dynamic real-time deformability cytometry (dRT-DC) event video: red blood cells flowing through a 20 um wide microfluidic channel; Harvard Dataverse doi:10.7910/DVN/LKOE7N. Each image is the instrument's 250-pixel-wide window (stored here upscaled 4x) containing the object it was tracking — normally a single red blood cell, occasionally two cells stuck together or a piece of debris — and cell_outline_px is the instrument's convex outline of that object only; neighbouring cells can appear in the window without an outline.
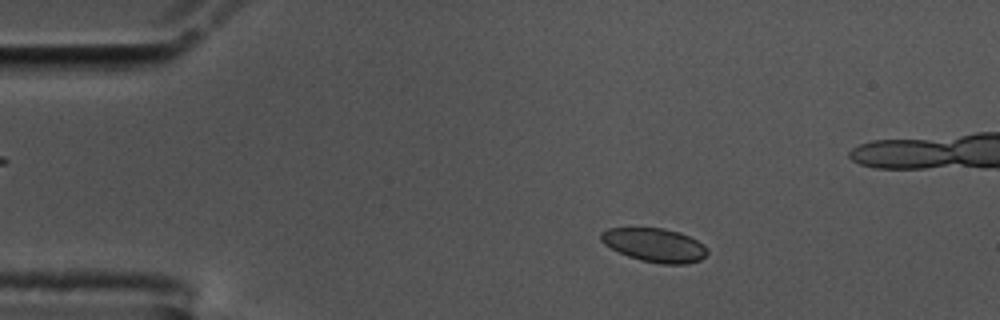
{"species": "common noctule bat (a hibernating species)", "species_latin": "Nyctalus noctula", "temperature_condition": "cold", "stored_images_in_passage": 57, "camera_frame_rate_fps": 3000, "um_per_image_px": 0.085, "animal": {"sex": "male", "body_mass_g": 17.5, "forearm_length_mm": 52.3}, "frame": {"image": 1, "passage_image": 9, "time_ms": 2.667, "image_size_px": [1000, 320], "cell_outline_px": [[708, 252], [700, 260], [684, 264], [660, 264], [640, 260], [628, 256], [604, 244], [600, 240], [600, 232], [608, 228], [664, 228], [680, 232], [704, 244]], "centroid_in_image_um": [55.63, 20.82], "position_along_channel_um": 29.4, "area_um2": 20.87}}
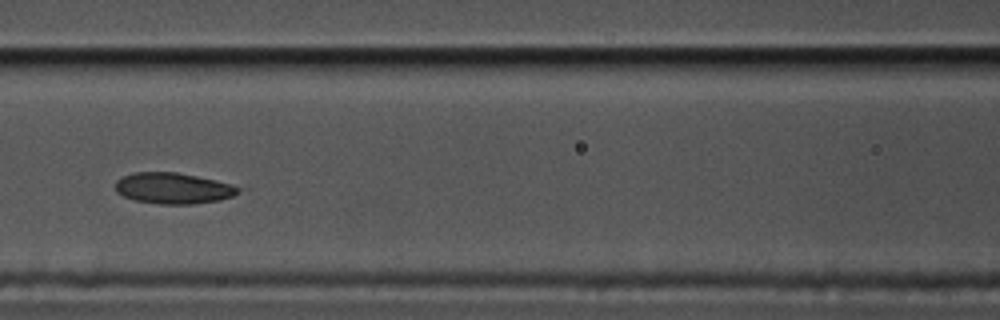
{"frame": {"image": 2, "passage_image": 24, "time_ms": 7.667, "image_size_px": [1000, 320], "cell_outline_px": [[240, 192], [232, 196], [220, 200], [192, 204], [160, 204], [132, 200], [116, 192], [116, 180], [132, 172], [176, 172], [216, 180], [232, 184], [240, 188]], "centroid_in_image_um": [14.71, 16.0], "position_along_channel_um": 151.9, "area_um2": 22.25}}
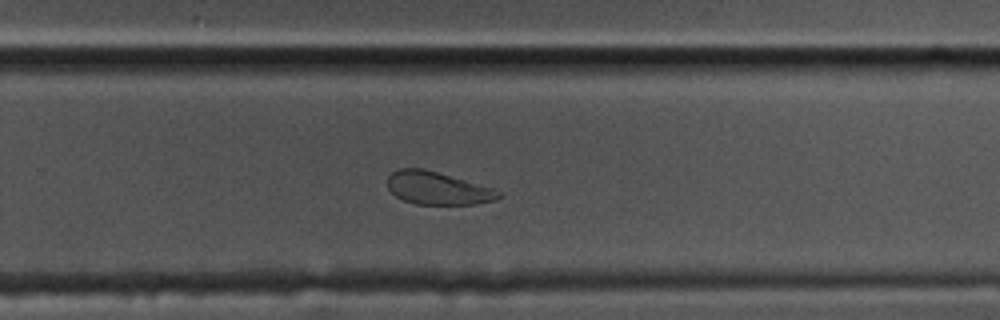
{"frame": {"image": 3, "passage_image": 36, "time_ms": 11.667, "image_size_px": [1000, 320], "cell_outline_px": [[500, 196], [496, 200], [476, 204], [416, 204], [404, 200], [396, 196], [388, 188], [388, 176], [392, 172], [400, 168], [424, 168], [492, 188], [500, 192]], "centroid_in_image_um": [37.17, 15.99], "position_along_channel_um": 292.6, "area_um2": 20.98}, "authors_computed_cell_mechanics": {"area_um2": 22.253, "velocity_mm_per_s": 3.5272, "shape_relaxation_time_tau1_ms": 6.4415, "shape_relaxation_time_tau2_ms": 2.4689, "deformation_change_tau1": 0.1397, "deformation_change_tau2": 0.0802}}